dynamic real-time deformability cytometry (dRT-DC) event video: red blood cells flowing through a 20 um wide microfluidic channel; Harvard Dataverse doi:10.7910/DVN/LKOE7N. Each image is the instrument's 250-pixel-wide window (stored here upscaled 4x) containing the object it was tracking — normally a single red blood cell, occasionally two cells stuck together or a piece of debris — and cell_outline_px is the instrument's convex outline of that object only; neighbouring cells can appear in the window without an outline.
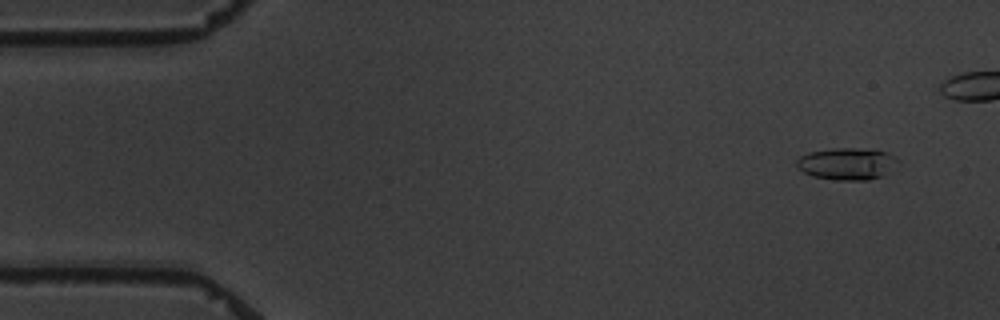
{"species": "common noctule bat (a hibernating species)", "species_latin": "Nyctalus noctula", "temperature_condition": "warm", "stored_images_in_passage": 5, "camera_frame_rate_fps": 3000, "um_per_image_px": 0.085, "animal": {"sex": "male", "body_mass_g": 19.5, "forearm_length_mm": 54.6}, "frame": {"image": 1, "passage_image": 1, "time_ms": 0.0, "image_size_px": [1000, 320], "cell_outline_px": [[900, 160], [880, 176], [868, 180], [836, 180], [812, 176], [796, 168], [796, 160], [800, 156], [808, 152], [832, 148], [856, 148], [888, 152]], "centroid_in_image_um": [71.92, 13.91], "position_along_channel_um": 13.1, "area_um2": 18.73}}